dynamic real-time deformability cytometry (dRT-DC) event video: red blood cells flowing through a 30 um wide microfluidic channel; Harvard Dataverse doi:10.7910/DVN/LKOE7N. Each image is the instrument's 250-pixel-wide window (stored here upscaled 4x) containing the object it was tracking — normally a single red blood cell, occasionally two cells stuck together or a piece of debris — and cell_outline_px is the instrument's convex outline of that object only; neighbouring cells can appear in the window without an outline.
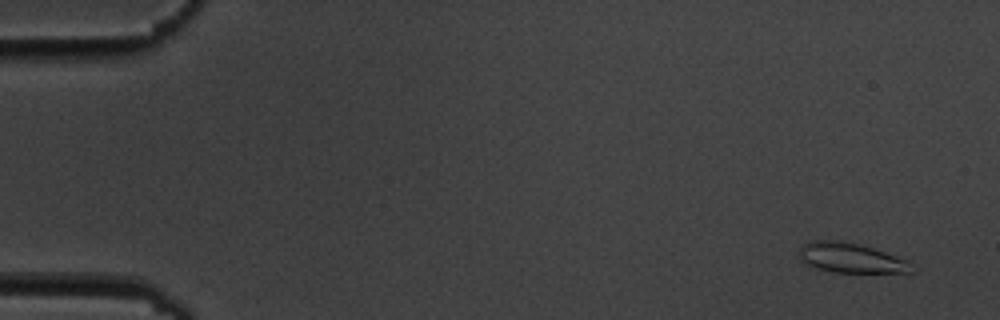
{"species": "common noctule bat (a hibernating species)", "species_latin": "Nyctalus noctula", "temperature_condition": "cold", "stored_images_in_passage": 4, "camera_frame_rate_fps": 3000, "um_per_image_px": 0.085, "animal": {"sex": "male", "body_mass_g": 19.5, "forearm_length_mm": 54.6}, "frame": {"image": 1, "passage_image": 1, "time_ms": 0.0, "image_size_px": [1000, 320], "cell_outline_px": [[916, 268], [912, 272], [832, 272], [812, 268], [804, 264], [800, 256], [800, 248], [804, 244], [812, 240], [840, 240], [860, 244], [884, 252], [904, 260]], "centroid_in_image_um": [72.26, 21.92], "position_along_channel_um": 12.7, "area_um2": 19.42}}